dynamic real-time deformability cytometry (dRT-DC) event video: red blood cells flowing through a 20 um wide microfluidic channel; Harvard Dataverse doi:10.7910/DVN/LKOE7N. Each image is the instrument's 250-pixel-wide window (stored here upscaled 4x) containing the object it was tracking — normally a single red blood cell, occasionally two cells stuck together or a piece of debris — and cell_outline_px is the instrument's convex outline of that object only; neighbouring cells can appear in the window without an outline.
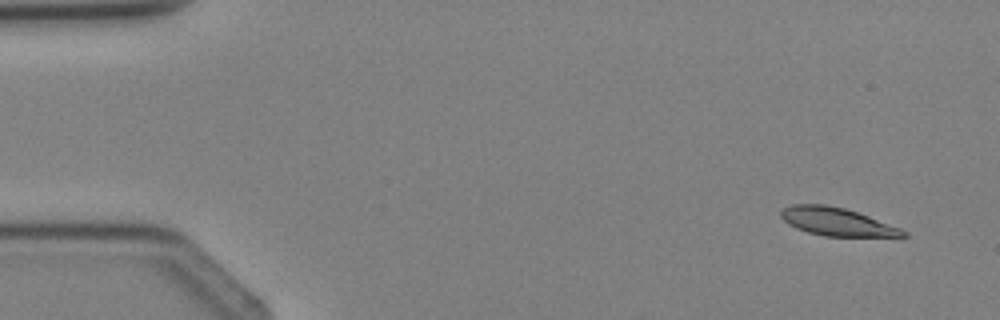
{"species": "Egyptian fruit bat (a non-hibernating species)", "species_latin": "Rousettus aegyptiacus", "temperature_condition": "cold", "stored_images_in_passage": 3, "camera_frame_rate_fps": 3000, "um_per_image_px": 0.085, "animal": {"sex": "female"}, "frame": {"image": 1, "passage_image": 1, "time_ms": 0.0, "image_size_px": [1000, 320], "cell_outline_px": [[908, 236], [824, 236], [808, 232], [796, 228], [788, 224], [780, 216], [780, 212], [784, 208], [792, 204], [824, 204], [844, 208], [868, 216], [900, 228], [908, 232]], "centroid_in_image_um": [71.1, 18.84], "position_along_channel_um": 13.9, "area_um2": 19.71}}